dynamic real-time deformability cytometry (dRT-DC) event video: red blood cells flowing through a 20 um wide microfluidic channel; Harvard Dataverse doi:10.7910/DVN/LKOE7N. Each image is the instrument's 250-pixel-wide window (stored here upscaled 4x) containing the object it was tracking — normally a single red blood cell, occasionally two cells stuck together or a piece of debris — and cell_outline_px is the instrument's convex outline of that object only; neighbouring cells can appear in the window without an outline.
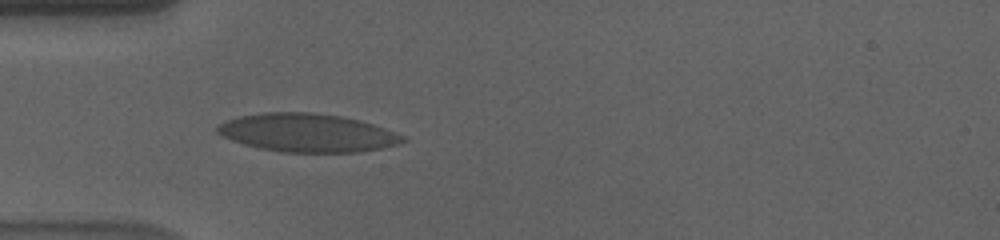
{"species": "human", "species_latin": "Homo sapiens", "temperature_condition": "cold", "stored_images_in_passage": 42, "camera_frame_rate_fps": 3000, "um_per_image_px": 0.085, "donor": {"sex": "male"}, "frame": {"image": 1, "passage_image": 5, "time_ms": 1.333, "image_size_px": [1000, 240], "cell_outline_px": [[408, 140], [400, 144], [360, 152], [280, 152], [260, 148], [244, 144], [232, 140], [216, 132], [216, 124], [236, 116], [264, 112], [312, 112], [340, 116], [360, 120], [396, 132], [404, 136]], "centroid_in_image_um": [26.11, 11.28], "position_along_channel_um": 58.9, "area_um2": 41.56}}
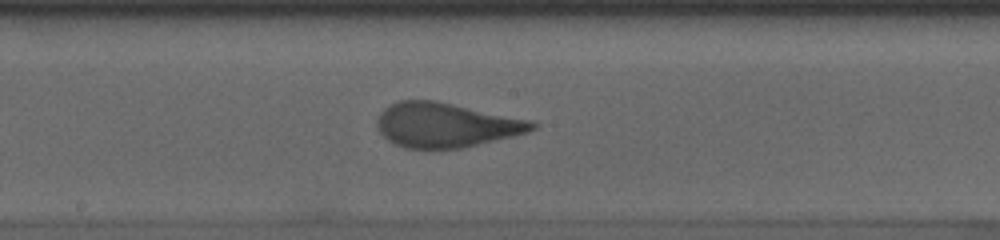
{"frame": {"image": 2, "passage_image": 18, "time_ms": 5.667, "image_size_px": [1000, 240], "cell_outline_px": [[540, 124], [536, 128], [528, 132], [512, 136], [460, 148], [404, 148], [388, 140], [380, 132], [376, 124], [376, 120], [380, 112], [384, 108], [400, 100], [436, 100], [532, 120]], "centroid_in_image_um": [37.91, 10.61], "position_along_channel_um": 210.3, "area_um2": 40.17}}
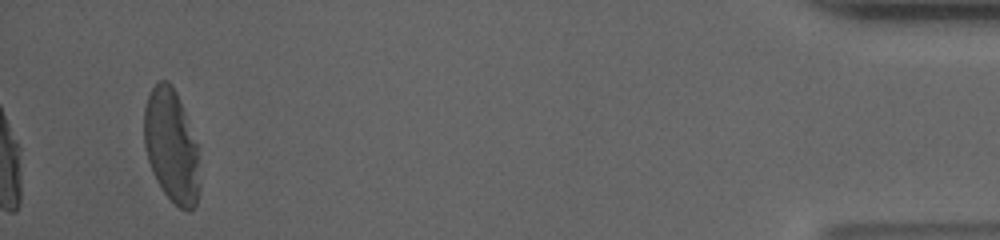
{"frame": {"image": 3, "passage_image": 42, "time_ms": 13.667, "image_size_px": [1000, 240], "cell_outline_px": [[200, 188], [196, 204], [188, 212], [180, 208], [160, 188], [152, 172], [144, 148], [144, 108], [148, 96], [152, 88], [160, 80], [168, 80], [172, 84], [176, 92], [184, 112], [196, 144], [200, 184]], "centroid_in_image_um": [14.55, 12.43], "position_along_channel_um": 420.7, "area_um2": 36.36}, "authors_computed_cell_mechanics": {"area_um2": 39.9976, "velocity_mm_per_s": 3.584, "shape_relaxation_time_tau1_ms": 4.7468, "shape_relaxation_time_tau2_ms": null, "deformation_change_tau1": 0.1882, "deformation_change_tau2": null}}